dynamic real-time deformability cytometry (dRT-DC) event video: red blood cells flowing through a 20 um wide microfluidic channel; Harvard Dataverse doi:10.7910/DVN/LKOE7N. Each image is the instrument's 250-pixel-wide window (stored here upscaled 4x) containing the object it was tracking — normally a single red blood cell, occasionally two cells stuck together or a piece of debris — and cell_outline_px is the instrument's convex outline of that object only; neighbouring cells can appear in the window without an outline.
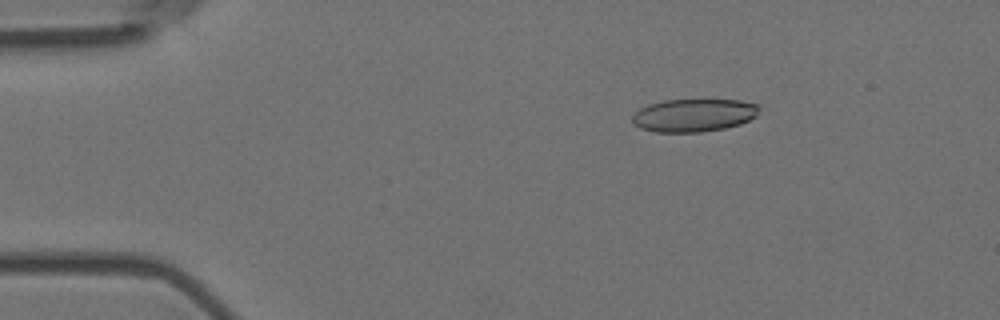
{"species": "Egyptian fruit bat (a non-hibernating species)", "species_latin": "Rousettus aegyptiacus", "temperature_condition": "room temperature", "stored_images_in_passage": 5, "camera_frame_rate_fps": 3000, "um_per_image_px": 0.085, "animal": {"sex": "female"}, "frame": {"image": 1, "passage_image": 3, "time_ms": 0.667, "image_size_px": [1000, 320], "cell_outline_px": [[760, 108], [756, 116], [740, 124], [724, 128], [700, 132], [656, 132], [640, 128], [632, 120], [632, 116], [640, 108], [648, 104], [664, 100], [740, 100], [760, 104]], "centroid_in_image_um": [58.99, 9.79], "position_along_channel_um": 26.0, "area_um2": 24.33}}